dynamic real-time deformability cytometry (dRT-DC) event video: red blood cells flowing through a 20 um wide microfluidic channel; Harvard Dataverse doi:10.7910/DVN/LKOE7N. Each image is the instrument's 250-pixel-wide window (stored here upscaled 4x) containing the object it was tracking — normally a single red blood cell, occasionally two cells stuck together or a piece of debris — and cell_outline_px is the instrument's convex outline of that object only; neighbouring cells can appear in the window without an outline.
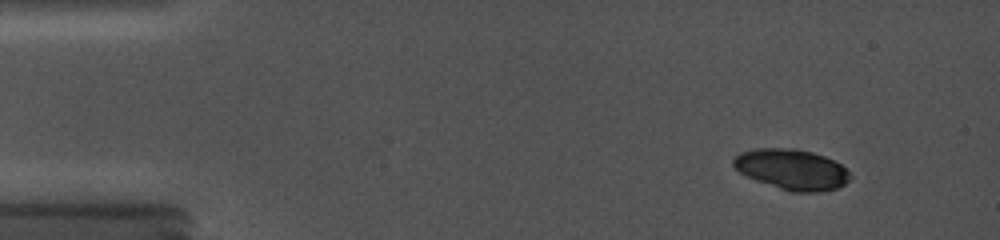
{"species": "common noctule bat (a hibernating species)", "species_latin": "Nyctalus noctula", "temperature_condition": "cold", "stored_images_in_passage": 11, "camera_frame_rate_fps": 5000, "um_per_image_px": 0.085, "animal": {"sex": "female", "body_mass_g": 19.0, "forearm_length_mm": 56.7}, "frame": {"image": 1, "passage_image": 4, "time_ms": 1.6, "image_size_px": [1000, 240], "cell_outline_px": [[852, 176], [844, 184], [836, 188], [820, 192], [792, 192], [756, 180], [740, 172], [732, 164], [732, 160], [740, 152], [756, 148], [796, 148], [812, 152], [824, 156], [840, 164]], "centroid_in_image_um": [67.3, 14.39], "position_along_channel_um": 17.7, "area_um2": 27.34}}